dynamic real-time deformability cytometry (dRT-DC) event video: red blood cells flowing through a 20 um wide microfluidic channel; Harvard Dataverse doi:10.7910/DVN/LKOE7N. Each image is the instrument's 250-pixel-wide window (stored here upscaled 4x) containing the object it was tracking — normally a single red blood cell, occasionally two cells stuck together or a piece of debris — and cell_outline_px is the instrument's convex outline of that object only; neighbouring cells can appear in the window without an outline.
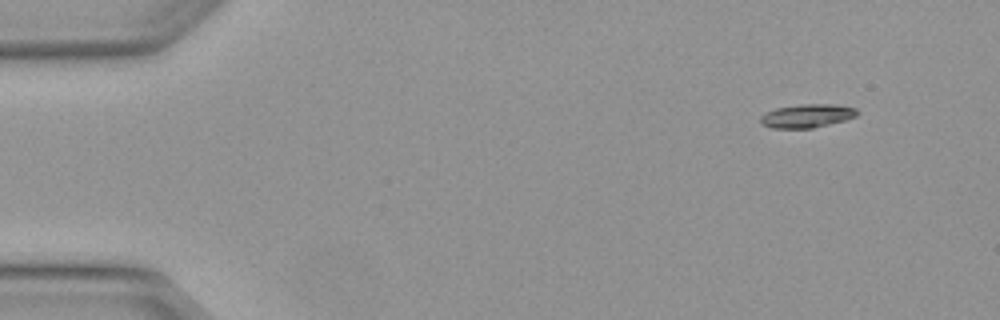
{"species": "Egyptian fruit bat (a non-hibernating species)", "species_latin": "Rousettus aegyptiacus", "temperature_condition": "warm", "stored_images_in_passage": 6, "camera_frame_rate_fps": 3000, "um_per_image_px": 0.085, "animal": {"sex": "female"}, "frame": {"image": 1, "passage_image": 1, "time_ms": 0.0, "image_size_px": [1000, 320], "cell_outline_px": [[860, 112], [856, 116], [844, 120], [812, 128], [772, 128], [760, 124], [760, 116], [764, 112], [776, 108], [804, 104], [836, 104], [856, 108]], "centroid_in_image_um": [68.58, 9.84], "position_along_channel_um": 16.4, "area_um2": 13.29}}
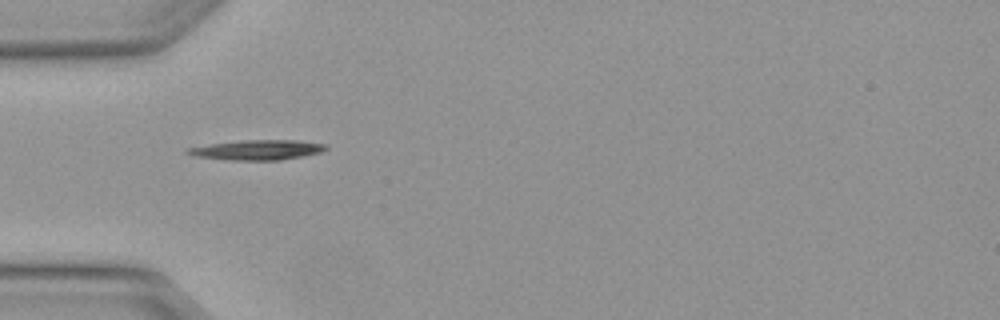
{"frame": {"image": 2, "passage_image": 4, "time_ms": 1.0, "image_size_px": [1000, 320], "cell_outline_px": [[328, 148], [320, 152], [304, 156], [280, 160], [232, 160], [192, 156], [184, 152], [188, 148], [212, 144], [244, 140], [296, 140], [328, 144]], "centroid_in_image_um": [21.9, 12.74], "position_along_channel_um": 63.1, "area_um2": 16.01}}
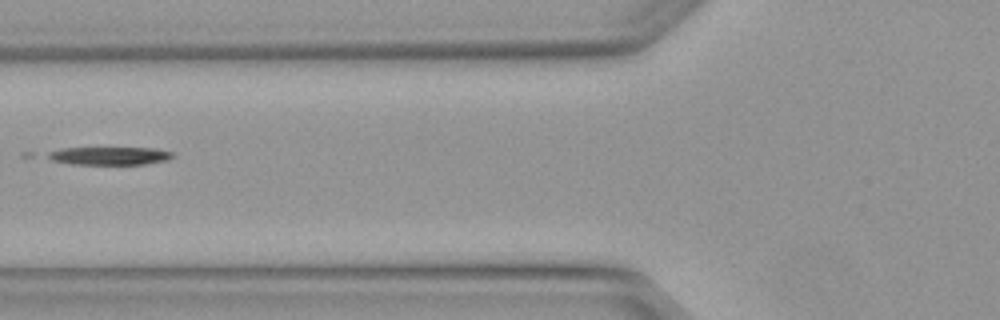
{"frame": {"image": 3, "passage_image": 5, "time_ms": 1.333, "image_size_px": [1000, 320], "cell_outline_px": [[176, 156], [168, 160], [144, 164], [72, 164], [52, 160], [44, 156], [48, 152], [60, 148], [156, 148], [172, 152]], "centroid_in_image_um": [9.31, 13.24], "position_along_channel_um": 116.5, "area_um2": 13.18}}